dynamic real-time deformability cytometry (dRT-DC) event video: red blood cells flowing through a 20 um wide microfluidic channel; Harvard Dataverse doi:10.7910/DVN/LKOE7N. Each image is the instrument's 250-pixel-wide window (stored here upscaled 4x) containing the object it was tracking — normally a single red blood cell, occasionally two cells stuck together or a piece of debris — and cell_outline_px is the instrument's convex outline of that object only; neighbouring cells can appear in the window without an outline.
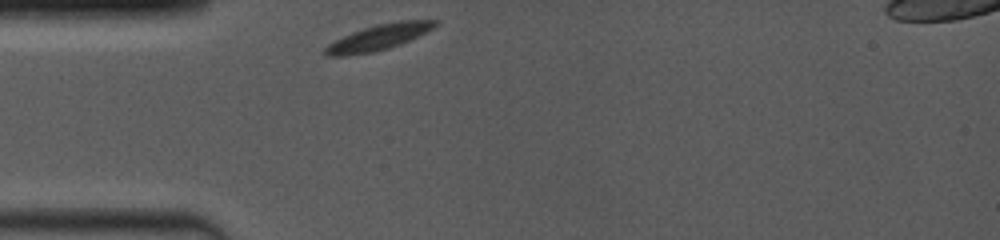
{"species": "common noctule bat (a hibernating species)", "species_latin": "Nyctalus noctula", "temperature_condition": "room temperature", "stored_images_in_passage": 46, "camera_frame_rate_fps": 4000, "um_per_image_px": 0.085, "animal": {"sex": "female", "body_mass_g": 19.0, "forearm_length_mm": 53.3}, "frame": {"image": 1, "passage_image": 1, "time_ms": 0.0, "image_size_px": [1000, 240], "cell_outline_px": [[440, 24], [400, 44], [388, 48], [372, 52], [344, 56], [324, 56], [320, 52], [328, 44], [352, 32], [376, 24], [400, 20], [440, 20]], "centroid_in_image_um": [32.13, 3.17], "position_along_channel_um": 52.9, "area_um2": 16.36}}
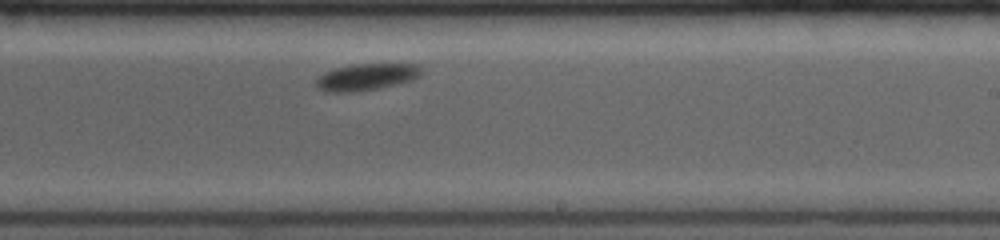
{"frame": {"image": 2, "passage_image": 26, "time_ms": 5.75, "image_size_px": [1000, 240], "cell_outline_px": [[420, 76], [412, 80], [396, 84], [376, 88], [352, 92], [328, 92], [316, 88], [316, 80], [324, 72], [336, 68], [356, 64], [412, 64], [420, 68]], "centroid_in_image_um": [31.1, 6.55], "position_along_channel_um": 257.9, "area_um2": 16.07}}
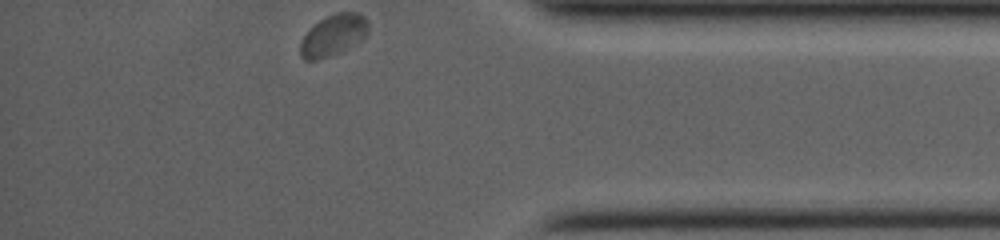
{"frame": {"image": 3, "passage_image": 46, "time_ms": 10.0, "image_size_px": [1000, 240], "cell_outline_px": [[368, 32], [364, 40], [340, 52], [316, 60], [304, 60], [300, 56], [300, 40], [320, 20], [336, 12], [356, 12], [364, 16], [368, 20]], "centroid_in_image_um": [28.37, 3.0], "position_along_channel_um": 406.8, "area_um2": 16.36}}